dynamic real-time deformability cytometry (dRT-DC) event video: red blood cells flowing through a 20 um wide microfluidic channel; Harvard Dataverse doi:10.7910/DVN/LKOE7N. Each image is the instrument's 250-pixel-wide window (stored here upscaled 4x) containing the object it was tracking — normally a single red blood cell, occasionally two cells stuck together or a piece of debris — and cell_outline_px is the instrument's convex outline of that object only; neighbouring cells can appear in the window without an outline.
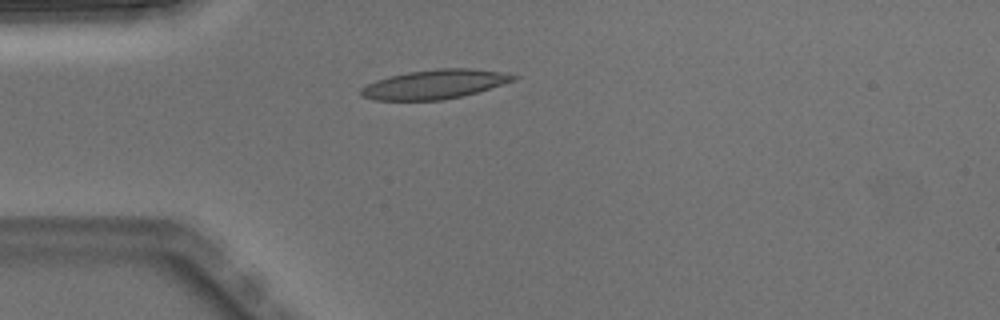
{"species": "Egyptian fruit bat (a non-hibernating species)", "species_latin": "Rousettus aegyptiacus", "temperature_condition": "warm", "stored_images_in_passage": 3, "camera_frame_rate_fps": 3000, "um_per_image_px": 0.085, "animal": {"sex": "male"}, "frame": {"image": 1, "passage_image": 3, "time_ms": 0.667, "image_size_px": [1000, 320], "cell_outline_px": [[520, 76], [516, 80], [476, 92], [444, 100], [376, 100], [360, 96], [360, 88], [376, 80], [388, 76], [408, 72], [440, 68], [468, 68], [500, 72]], "centroid_in_image_um": [36.92, 7.16], "position_along_channel_um": 48.1, "area_um2": 25.78}}